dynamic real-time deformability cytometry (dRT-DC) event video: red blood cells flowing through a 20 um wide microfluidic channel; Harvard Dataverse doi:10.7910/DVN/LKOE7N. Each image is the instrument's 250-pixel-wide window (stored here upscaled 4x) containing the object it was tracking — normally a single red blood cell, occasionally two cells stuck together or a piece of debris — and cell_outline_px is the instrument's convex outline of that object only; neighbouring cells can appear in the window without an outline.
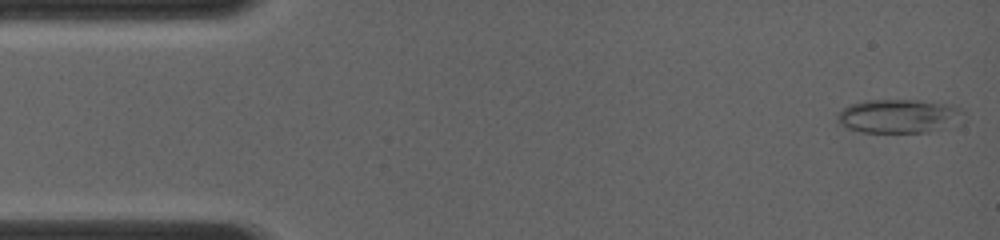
{"species": "common noctule bat (a hibernating species)", "species_latin": "Nyctalus noctula", "temperature_condition": "room temperature", "stored_images_in_passage": 30, "camera_frame_rate_fps": 4000, "um_per_image_px": 0.085, "animal": {"sex": "female", "body_mass_g": 19.0, "forearm_length_mm": 56.7}, "frame": {"image": 1, "passage_image": 1, "time_ms": 0.0, "image_size_px": [1000, 240], "cell_outline_px": [[964, 112], [944, 128], [928, 132], [860, 132], [848, 128], [840, 124], [836, 120], [836, 112], [848, 104], [868, 100], [916, 100], [952, 104], [960, 108]], "centroid_in_image_um": [76.28, 9.85], "position_along_channel_um": 8.7, "area_um2": 24.68}}
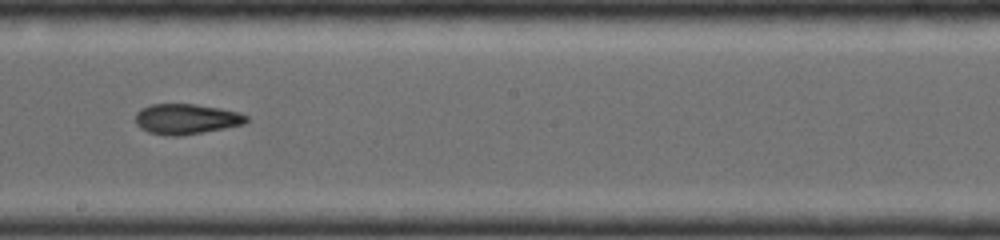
{"frame": {"image": 2, "passage_image": 17, "time_ms": 7.5, "image_size_px": [1000, 240], "cell_outline_px": [[248, 120], [244, 124], [224, 128], [180, 136], [168, 136], [148, 132], [140, 128], [136, 124], [136, 112], [140, 108], [152, 104], [196, 104], [220, 108], [240, 112], [248, 116]], "centroid_in_image_um": [15.82, 10.11], "position_along_channel_um": 232.4, "area_um2": 19.71}}
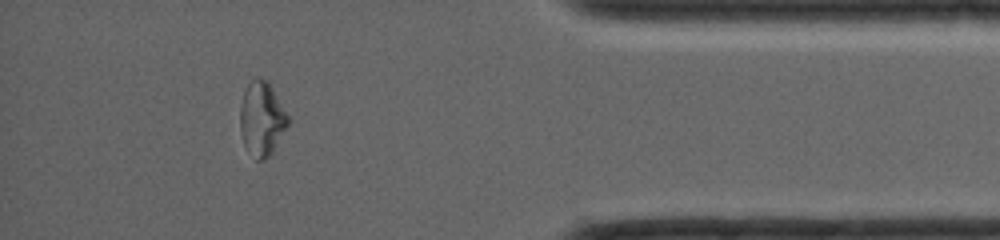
{"frame": {"image": 3, "passage_image": 27, "time_ms": 12.0, "image_size_px": [1000, 240], "cell_outline_px": [[288, 124], [272, 152], [264, 160], [256, 160], [244, 144], [240, 132], [240, 104], [244, 92], [248, 84], [252, 80], [260, 76], [268, 80], [288, 116]], "centroid_in_image_um": [22.23, 10.07], "position_along_channel_um": 413.0, "area_um2": 20.46}}